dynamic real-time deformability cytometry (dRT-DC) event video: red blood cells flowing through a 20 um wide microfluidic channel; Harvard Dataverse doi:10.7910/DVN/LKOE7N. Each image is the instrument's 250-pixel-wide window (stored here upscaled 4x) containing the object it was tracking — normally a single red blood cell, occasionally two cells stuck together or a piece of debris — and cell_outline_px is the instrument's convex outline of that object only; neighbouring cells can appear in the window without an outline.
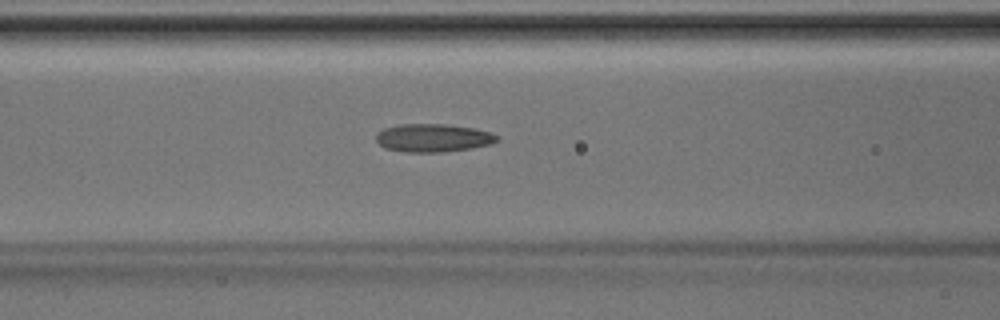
{"species": "Egyptian fruit bat (a non-hibernating species)", "species_latin": "Rousettus aegyptiacus", "temperature_condition": "room temperature", "stored_images_in_passage": 35, "camera_frame_rate_fps": 3000, "um_per_image_px": 0.085, "animal": {"sex": "male"}, "frame": {"image": 1, "passage_image": 10, "time_ms": 3.0, "image_size_px": [1000, 320], "cell_outline_px": [[496, 140], [488, 144], [472, 148], [440, 152], [404, 152], [384, 148], [376, 140], [376, 132], [384, 128], [400, 124], [448, 124], [472, 128], [488, 132], [496, 136]], "centroid_in_image_um": [36.72, 11.72], "position_along_channel_um": 129.9, "area_um2": 19.59}}
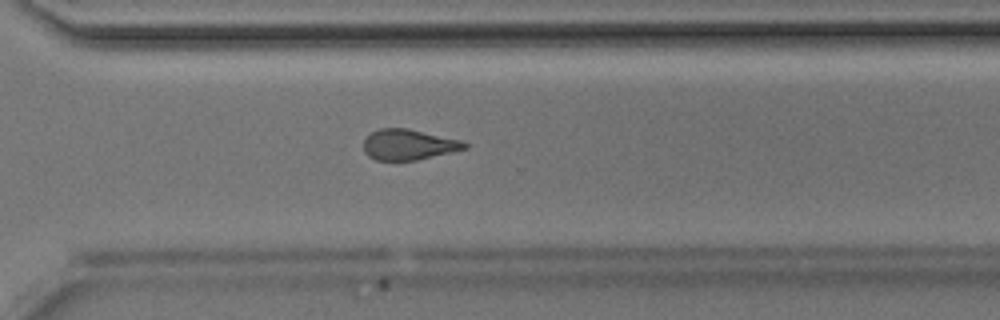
{"frame": {"image": 2, "passage_image": 24, "time_ms": 7.667, "image_size_px": [1000, 320], "cell_outline_px": [[468, 148], [452, 152], [416, 160], [376, 160], [368, 156], [364, 152], [364, 140], [372, 132], [380, 128], [408, 128], [460, 140], [468, 144]], "centroid_in_image_um": [34.72, 12.29], "position_along_channel_um": 335.9, "area_um2": 17.92}}
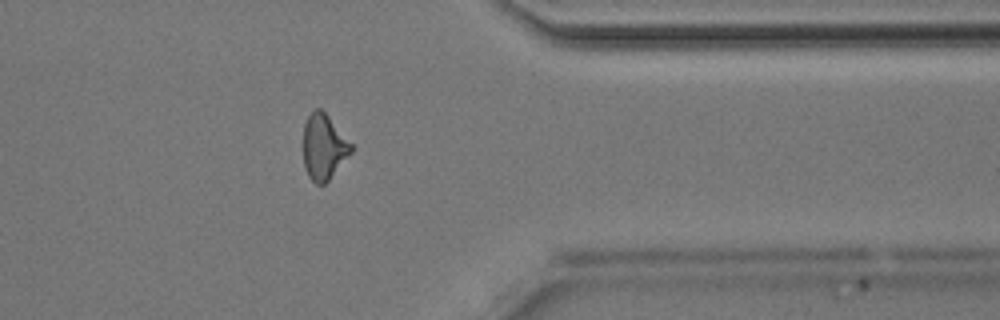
{"frame": {"image": 3, "passage_image": 28, "time_ms": 9.0, "image_size_px": [1000, 320], "cell_outline_px": [[352, 152], [328, 180], [324, 184], [316, 184], [308, 176], [304, 168], [304, 124], [308, 116], [316, 108], [320, 108], [328, 116], [352, 144]], "centroid_in_image_um": [27.51, 12.5], "position_along_channel_um": 383.9, "area_um2": 17.98}}